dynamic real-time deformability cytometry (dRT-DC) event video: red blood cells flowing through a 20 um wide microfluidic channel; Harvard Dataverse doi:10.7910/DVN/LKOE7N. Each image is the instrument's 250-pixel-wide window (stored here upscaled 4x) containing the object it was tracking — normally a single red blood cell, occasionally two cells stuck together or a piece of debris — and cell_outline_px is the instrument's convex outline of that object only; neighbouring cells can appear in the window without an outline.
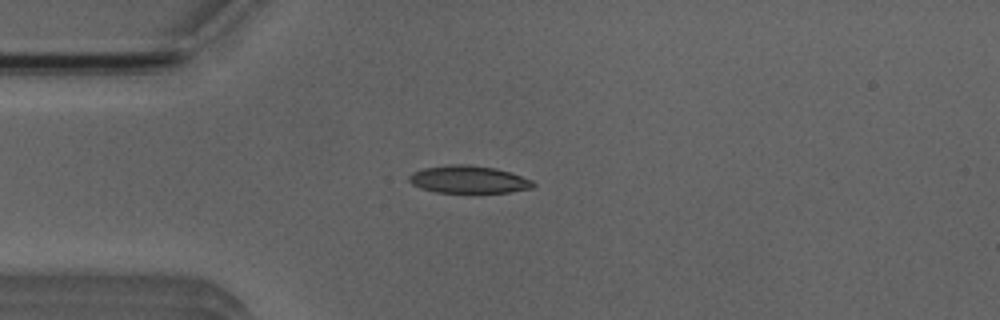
{"species": "Egyptian fruit bat (a non-hibernating species)", "species_latin": "Rousettus aegyptiacus", "temperature_condition": "room temperature", "stored_images_in_passage": 3, "camera_frame_rate_fps": 3000, "um_per_image_px": 0.085, "animal": {"sex": "male"}, "frame": {"image": 1, "passage_image": 2, "time_ms": 1.0, "image_size_px": [1000, 320], "cell_outline_px": [[536, 184], [532, 188], [508, 192], [436, 192], [420, 188], [412, 184], [408, 180], [408, 176], [412, 172], [424, 168], [452, 164], [468, 164], [496, 168], [532, 180]], "centroid_in_image_um": [39.8, 15.25], "position_along_channel_um": 45.2, "area_um2": 19.77}}